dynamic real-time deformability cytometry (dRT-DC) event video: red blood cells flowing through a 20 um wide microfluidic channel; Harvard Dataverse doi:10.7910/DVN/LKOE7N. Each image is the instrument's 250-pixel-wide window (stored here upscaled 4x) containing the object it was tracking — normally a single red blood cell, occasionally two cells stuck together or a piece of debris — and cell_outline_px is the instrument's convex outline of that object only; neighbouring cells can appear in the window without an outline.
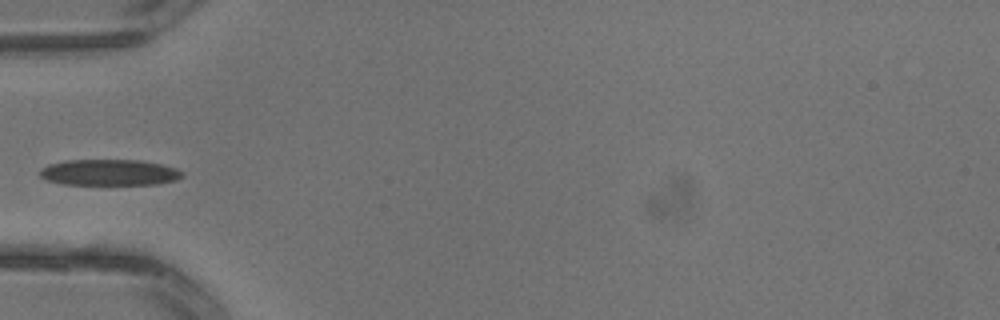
{"species": "common noctule bat (a hibernating species)", "species_latin": "Nyctalus noctula", "temperature_condition": "warm", "stored_images_in_passage": 3, "camera_frame_rate_fps": 3000, "um_per_image_px": 0.085, "animal": {"sex": "male", "body_mass_g": 13.3}, "frame": {"image": 1, "passage_image": 3, "time_ms": 0.667, "image_size_px": [1000, 320], "cell_outline_px": [[184, 176], [176, 180], [156, 184], [64, 184], [44, 180], [40, 176], [40, 168], [48, 164], [64, 160], [140, 160], [160, 164], [176, 168], [184, 172]], "centroid_in_image_um": [9.27, 14.65], "position_along_channel_um": 75.7, "area_um2": 21.73}}